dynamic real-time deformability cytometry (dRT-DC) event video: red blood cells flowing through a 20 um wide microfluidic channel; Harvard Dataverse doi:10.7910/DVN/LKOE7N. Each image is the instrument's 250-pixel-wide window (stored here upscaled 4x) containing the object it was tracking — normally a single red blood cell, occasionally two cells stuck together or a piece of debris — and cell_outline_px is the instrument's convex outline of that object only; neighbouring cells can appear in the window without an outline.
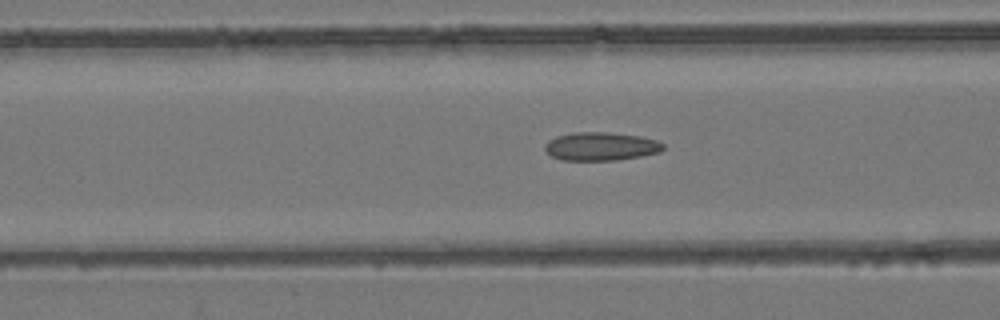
{"species": "common noctule bat (a hibernating species)", "species_latin": "Nyctalus noctula", "temperature_condition": "room temperature", "stored_images_in_passage": 54, "camera_frame_rate_fps": 3000, "um_per_image_px": 0.085, "animal": {"sex": "female", "body_mass_g": 24.6, "forearm_length_mm": 56.2}, "frame": {"image": 1, "passage_image": 22, "time_ms": 7.0, "image_size_px": [1000, 320], "cell_outline_px": [[664, 148], [660, 152], [640, 156], [616, 160], [560, 160], [552, 156], [544, 148], [544, 144], [548, 140], [556, 136], [576, 132], [608, 132], [640, 136], [656, 140], [664, 144]], "centroid_in_image_um": [51.06, 12.44], "position_along_channel_um": 115.5, "area_um2": 19.54}}
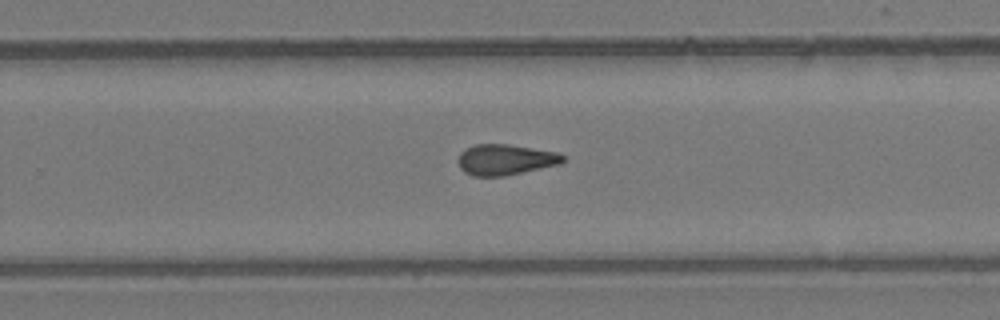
{"frame": {"image": 2, "passage_image": 35, "time_ms": 11.333, "image_size_px": [1000, 320], "cell_outline_px": [[568, 160], [560, 164], [504, 176], [472, 176], [464, 172], [460, 168], [456, 160], [460, 152], [464, 148], [476, 144], [508, 144], [556, 152], [564, 156]], "centroid_in_image_um": [42.92, 13.57], "position_along_channel_um": 286.9, "area_um2": 18.96}}
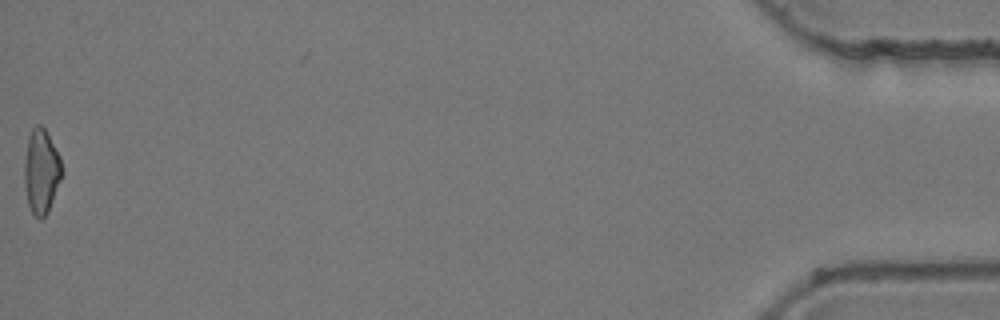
{"frame": {"image": 3, "passage_image": 54, "time_ms": 17.667, "image_size_px": [1000, 320], "cell_outline_px": [[64, 172], [48, 212], [40, 220], [32, 212], [28, 204], [24, 184], [24, 164], [28, 136], [32, 128], [36, 124], [40, 124], [44, 128], [60, 156]], "centroid_in_image_um": [3.52, 14.56], "position_along_channel_um": 431.7, "area_um2": 18.61}, "authors_computed_cell_mechanics": {"area_um2": 18.9873, "velocity_mm_per_s": 3.956, "shape_relaxation_time_tau1_ms": null, "shape_relaxation_time_tau2_ms": 3.945, "deformation_change_tau1": null, "deformation_change_tau2": 0.1357}}